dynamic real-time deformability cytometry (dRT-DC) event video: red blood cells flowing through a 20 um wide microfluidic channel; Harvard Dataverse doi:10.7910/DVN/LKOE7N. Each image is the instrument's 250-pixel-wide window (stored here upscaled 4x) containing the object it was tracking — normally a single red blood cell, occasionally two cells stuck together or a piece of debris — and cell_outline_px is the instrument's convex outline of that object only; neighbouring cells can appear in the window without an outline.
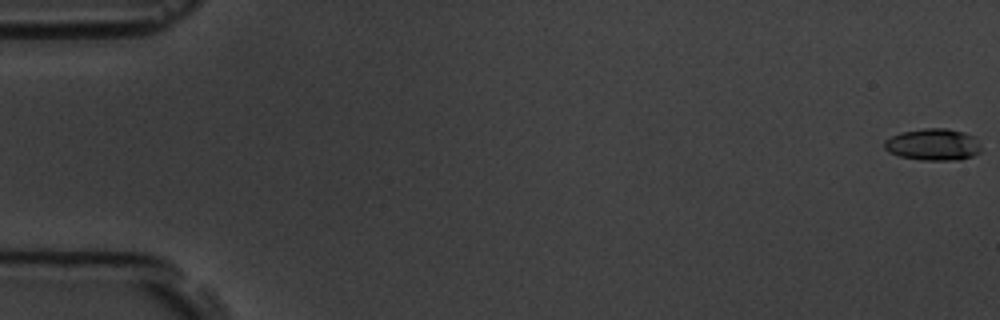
{"species": "common noctule bat (a hibernating species)", "species_latin": "Nyctalus noctula", "temperature_condition": "room temperature", "stored_images_in_passage": 6, "camera_frame_rate_fps": 3000, "um_per_image_px": 0.085, "animal": {"sex": "male", "body_mass_g": 19.5, "forearm_length_mm": 54.6}, "frame": {"image": 1, "passage_image": 1, "time_ms": 0.0, "image_size_px": [1000, 320], "cell_outline_px": [[980, 152], [972, 156], [960, 160], [920, 160], [900, 156], [888, 152], [884, 148], [884, 140], [900, 132], [924, 128], [948, 128], [964, 132], [972, 136], [980, 144]], "centroid_in_image_um": [79.3, 12.28], "position_along_channel_um": 5.7, "area_um2": 18.03}}
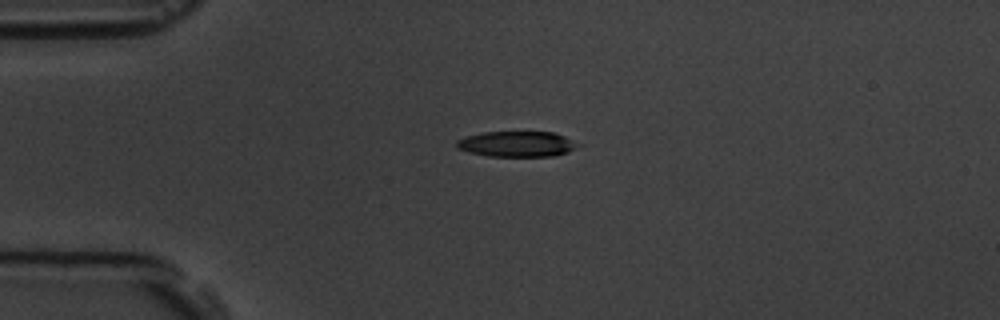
{"frame": {"image": 2, "passage_image": 5, "time_ms": 4.667, "image_size_px": [1000, 320], "cell_outline_px": [[584, 144], [568, 152], [552, 156], [488, 156], [468, 152], [456, 148], [456, 140], [468, 136], [484, 132], [552, 132], [564, 136]], "centroid_in_image_um": [43.97, 12.24], "position_along_channel_um": 41.0, "area_um2": 18.15}}